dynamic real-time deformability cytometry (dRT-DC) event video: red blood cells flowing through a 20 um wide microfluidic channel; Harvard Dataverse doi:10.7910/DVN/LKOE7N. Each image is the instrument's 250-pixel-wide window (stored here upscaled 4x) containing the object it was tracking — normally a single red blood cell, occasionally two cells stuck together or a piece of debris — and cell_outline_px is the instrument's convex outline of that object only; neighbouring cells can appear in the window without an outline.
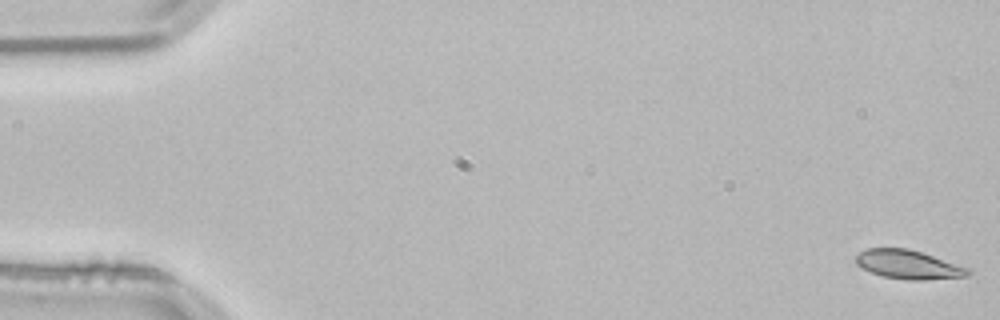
{"species": "common noctule bat (a hibernating species)", "species_latin": "Nyctalus noctula", "temperature_condition": "room temperature", "stored_images_in_passage": 54, "camera_frame_rate_fps": 3000, "um_per_image_px": 0.085, "animal": {"sex": "male", "body_mass_g": 21.5, "forearm_length_mm": 52.0}, "frame": {"image": 1, "passage_image": 1, "time_ms": 0.0, "image_size_px": [1000, 320], "cell_outline_px": [[972, 272], [968, 276], [924, 280], [908, 280], [880, 276], [856, 264], [856, 256], [860, 252], [868, 248], [908, 248], [972, 268]], "centroid_in_image_um": [77.27, 22.49], "position_along_channel_um": 7.7, "area_um2": 18.96}}
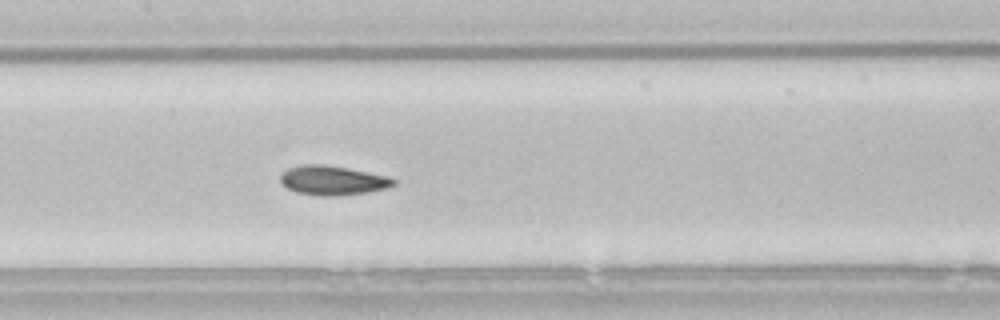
{"frame": {"image": 2, "passage_image": 26, "time_ms": 8.333, "image_size_px": [1000, 320], "cell_outline_px": [[396, 184], [388, 188], [368, 192], [332, 196], [320, 196], [296, 192], [288, 188], [280, 180], [280, 176], [288, 168], [300, 164], [328, 164], [388, 176], [396, 180]], "centroid_in_image_um": [28.3, 15.32], "position_along_channel_um": 179.1, "area_um2": 19.42}}
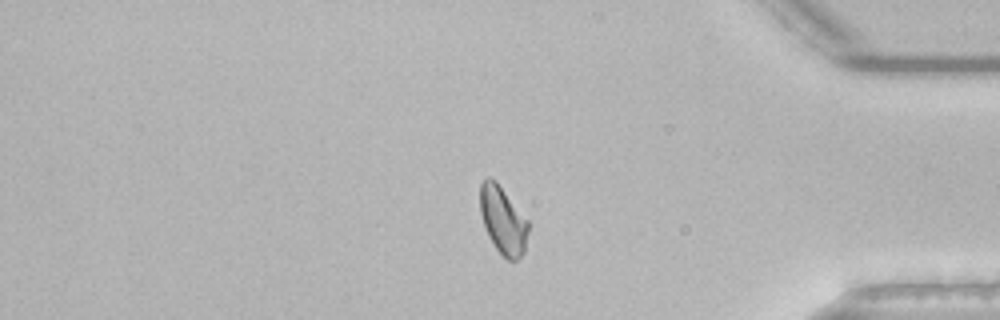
{"frame": {"image": 3, "passage_image": 45, "time_ms": 14.667, "image_size_px": [1000, 320], "cell_outline_px": [[528, 232], [524, 252], [516, 260], [508, 260], [492, 244], [488, 236], [480, 212], [480, 184], [488, 176], [492, 176], [496, 180], [528, 220]], "centroid_in_image_um": [42.74, 18.69], "position_along_channel_um": 392.5, "area_um2": 18.96}, "authors_computed_cell_mechanics": {"area_um2": 19.2185, "velocity_mm_per_s": 3.7974, "shape_relaxation_time_tau1_ms": 4.9031, "shape_relaxation_time_tau2_ms": 2.4644, "deformation_change_tau1": 0.123, "deformation_change_tau2": 0.0619}}